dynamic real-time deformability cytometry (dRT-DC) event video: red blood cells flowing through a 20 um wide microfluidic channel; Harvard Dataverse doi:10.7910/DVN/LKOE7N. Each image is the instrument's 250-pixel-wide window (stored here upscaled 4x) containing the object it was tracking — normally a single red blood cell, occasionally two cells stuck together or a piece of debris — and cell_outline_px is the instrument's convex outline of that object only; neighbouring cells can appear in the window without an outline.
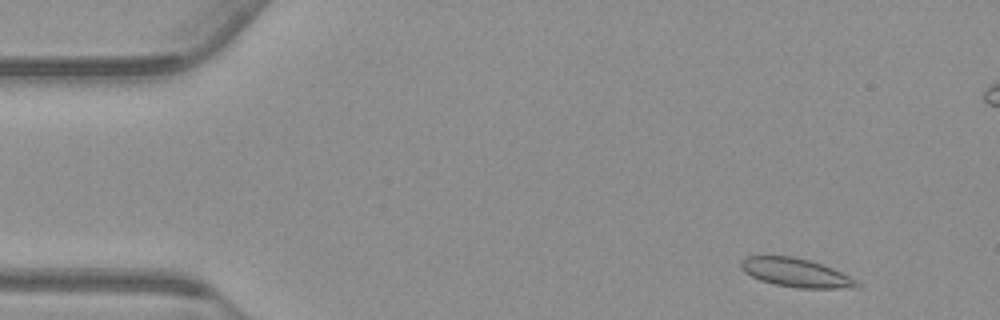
{"species": "common noctule bat (a hibernating species)", "species_latin": "Nyctalus noctula", "temperature_condition": "warm", "stored_images_in_passage": 53, "camera_frame_rate_fps": 3000, "um_per_image_px": 0.085, "animal": {"sex": "male", "body_mass_g": 23.1, "forearm_length_mm": 52.7}, "frame": {"image": 1, "passage_image": 3, "time_ms": 0.667, "image_size_px": [1000, 320], "cell_outline_px": [[860, 288], [796, 288], [776, 284], [760, 280], [744, 272], [740, 268], [740, 260], [748, 256], [792, 256], [808, 260], [832, 268], [856, 280], [860, 284]], "centroid_in_image_um": [67.63, 23.18], "position_along_channel_um": 17.4, "area_um2": 19.25}}
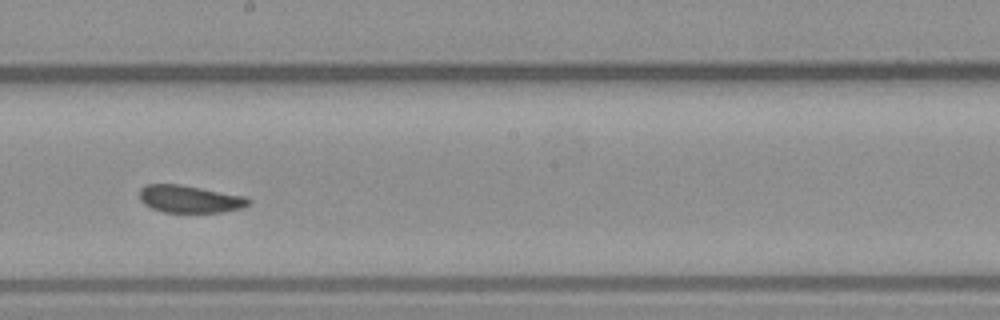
{"frame": {"image": 2, "passage_image": 28, "time_ms": 9.0, "image_size_px": [1000, 320], "cell_outline_px": [[252, 204], [240, 208], [220, 212], [164, 212], [152, 208], [144, 204], [140, 200], [140, 188], [148, 184], [180, 184], [248, 196], [252, 200]], "centroid_in_image_um": [16.18, 16.91], "position_along_channel_um": 232.0, "area_um2": 17.57}}
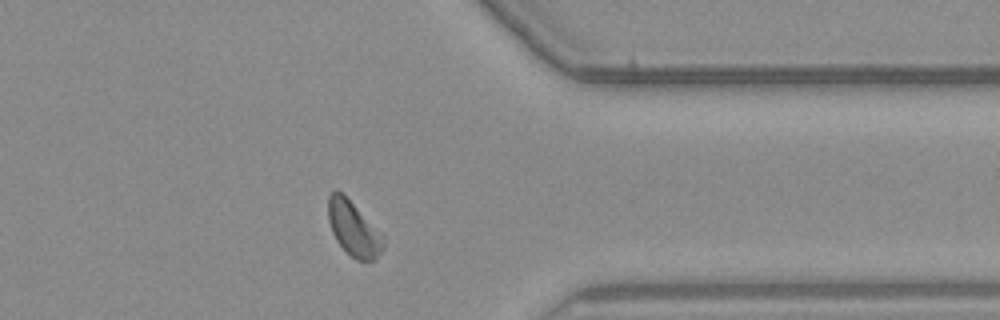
{"frame": {"image": 3, "passage_image": 41, "time_ms": 13.333, "image_size_px": [1000, 320], "cell_outline_px": [[384, 248], [372, 260], [356, 260], [336, 240], [332, 232], [328, 220], [328, 196], [336, 188], [384, 236]], "centroid_in_image_um": [30.03, 19.44], "position_along_channel_um": 381.4, "area_um2": 16.94}}